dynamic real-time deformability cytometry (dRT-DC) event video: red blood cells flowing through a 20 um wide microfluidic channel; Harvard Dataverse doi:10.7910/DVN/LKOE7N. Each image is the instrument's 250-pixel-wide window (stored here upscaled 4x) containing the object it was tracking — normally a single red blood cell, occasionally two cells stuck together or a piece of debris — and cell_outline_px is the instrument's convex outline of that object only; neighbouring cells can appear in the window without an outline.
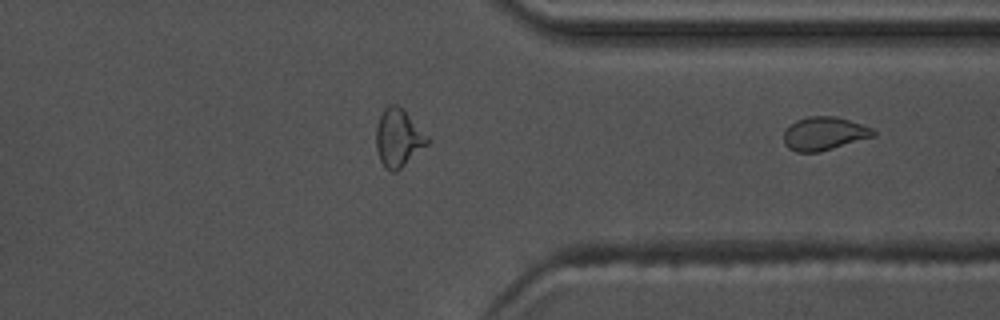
{"species": "common noctule bat (a hibernating species)", "species_latin": "Nyctalus noctula", "temperature_condition": "warm", "stored_images_in_passage": 37, "camera_frame_rate_fps": 3000, "um_per_image_px": 0.085, "animal": {"sex": "male", "body_mass_g": 17.5, "forearm_length_mm": 52.3}, "frame": {"image": 1, "passage_image": 37, "time_ms": 12.0, "image_size_px": [1000, 320], "cell_outline_px": [[876, 136], [820, 152], [796, 152], [788, 148], [784, 144], [784, 132], [796, 120], [808, 116], [836, 116], [872, 128], [876, 132]], "centroid_in_image_um": [70.06, 11.36], "position_along_channel_um": 341.3, "area_um2": 17.4}}